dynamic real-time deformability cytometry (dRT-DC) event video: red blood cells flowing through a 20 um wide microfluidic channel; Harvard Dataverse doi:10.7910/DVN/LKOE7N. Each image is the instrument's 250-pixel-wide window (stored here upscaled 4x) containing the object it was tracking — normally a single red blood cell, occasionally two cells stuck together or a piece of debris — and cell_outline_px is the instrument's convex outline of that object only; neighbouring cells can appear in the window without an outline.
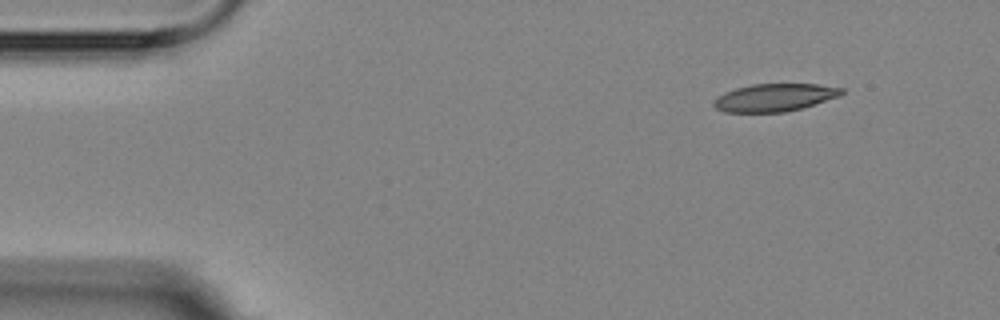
{"species": "Egyptian fruit bat (a non-hibernating species)", "species_latin": "Rousettus aegyptiacus", "temperature_condition": "room temperature", "stored_images_in_passage": 3, "segment_of_instrument_passage": [2, 2], "camera_frame_rate_fps": 3000, "um_per_image_px": 0.085, "animal": {"sex": "female"}, "frame": {"image": 1, "passage_image": 3, "time_ms": 2.333, "image_size_px": [1000, 320], "cell_outline_px": [[844, 92], [840, 96], [804, 108], [784, 112], [724, 112], [716, 108], [712, 104], [724, 92], [736, 88], [752, 84], [816, 84], [844, 88]], "centroid_in_image_um": [65.88, 8.29], "position_along_channel_um": 19.1, "area_um2": 20.63}}